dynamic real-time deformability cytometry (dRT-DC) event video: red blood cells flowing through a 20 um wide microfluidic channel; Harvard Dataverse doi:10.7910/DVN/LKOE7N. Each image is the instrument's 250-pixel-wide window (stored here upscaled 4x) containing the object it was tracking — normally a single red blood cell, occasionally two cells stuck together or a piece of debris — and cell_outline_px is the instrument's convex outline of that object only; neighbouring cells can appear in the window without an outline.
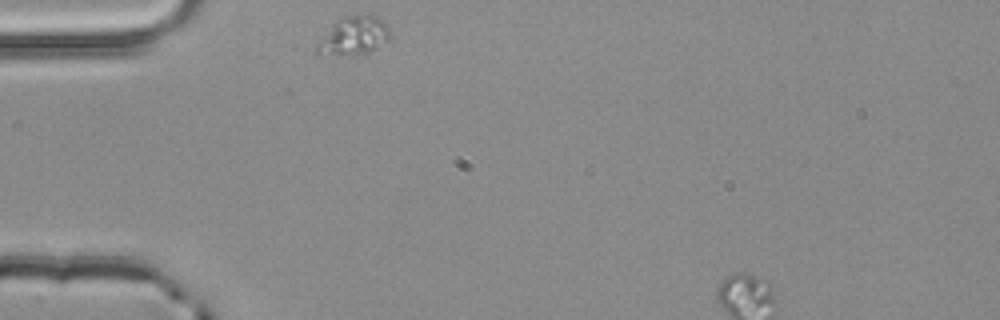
{"species": "common noctule bat (a hibernating species)", "species_latin": "Nyctalus noctula", "temperature_condition": "room temperature", "stored_images_in_passage": 2, "segment_of_instrument_passage": [1, 2], "camera_frame_rate_fps": 3000, "um_per_image_px": 0.085, "animal": {"sex": "male", "body_mass_g": 20.4}, "frame": {"image": 1, "passage_image": 1, "time_ms": 0.0, "image_size_px": [1000, 320], "cell_outline_px": [[388, 40], [376, 48], [368, 52], [312, 52], [316, 44], [332, 24], [340, 16], [376, 16], [384, 20], [388, 24]], "centroid_in_image_um": [30.07, 2.97], "position_along_channel_um": 54.9, "area_um2": 15.43}}